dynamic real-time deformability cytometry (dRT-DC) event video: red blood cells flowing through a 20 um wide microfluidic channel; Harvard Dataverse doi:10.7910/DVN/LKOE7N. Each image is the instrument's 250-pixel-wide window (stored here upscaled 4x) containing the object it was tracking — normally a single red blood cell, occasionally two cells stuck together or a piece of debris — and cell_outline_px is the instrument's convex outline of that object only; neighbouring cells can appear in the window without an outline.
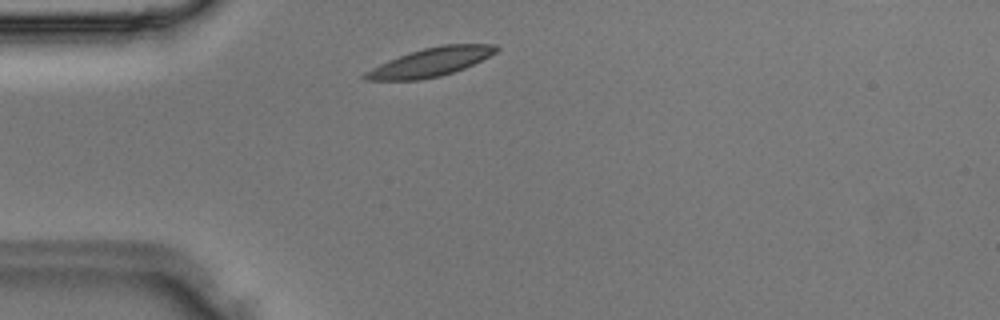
{"species": "Egyptian fruit bat (a non-hibernating species)", "species_latin": "Rousettus aegyptiacus", "temperature_condition": "room temperature", "stored_images_in_passage": 2, "camera_frame_rate_fps": 3000, "um_per_image_px": 0.085, "animal": {"sex": "male"}, "frame": {"image": 1, "passage_image": 2, "time_ms": 0.333, "image_size_px": [1000, 320], "cell_outline_px": [[500, 48], [496, 52], [464, 68], [440, 76], [420, 80], [364, 80], [360, 76], [364, 72], [388, 60], [424, 48], [440, 44], [496, 44]], "centroid_in_image_um": [36.58, 5.28], "position_along_channel_um": 48.4, "area_um2": 21.62}}